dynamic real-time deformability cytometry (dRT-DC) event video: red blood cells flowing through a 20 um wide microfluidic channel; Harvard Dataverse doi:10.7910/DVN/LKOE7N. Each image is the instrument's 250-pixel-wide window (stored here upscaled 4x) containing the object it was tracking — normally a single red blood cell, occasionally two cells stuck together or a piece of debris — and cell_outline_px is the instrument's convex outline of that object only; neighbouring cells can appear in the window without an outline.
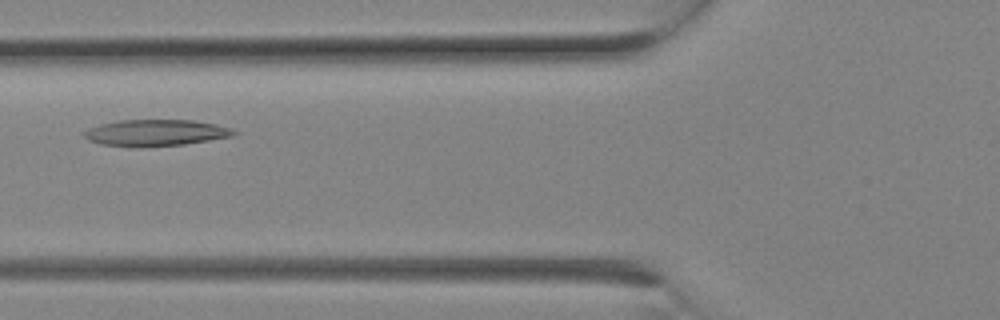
{"species": "Egyptian fruit bat (a non-hibernating species)", "species_latin": "Rousettus aegyptiacus", "temperature_condition": "room temperature", "stored_images_in_passage": 7, "camera_frame_rate_fps": 3000, "um_per_image_px": 0.085, "animal": {"sex": "female"}, "frame": {"image": 1, "passage_image": 3, "time_ms": 0.667, "image_size_px": [1000, 320], "cell_outline_px": [[240, 132], [232, 136], [184, 144], [100, 144], [88, 140], [84, 136], [84, 132], [88, 128], [100, 124], [120, 120], [192, 120], [216, 124]], "centroid_in_image_um": [13.27, 11.23], "position_along_channel_um": 112.5, "area_um2": 21.91}}
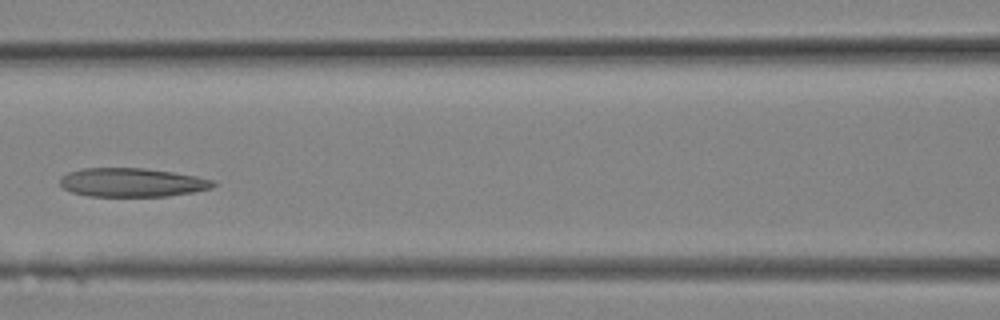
{"frame": {"image": 2, "passage_image": 5, "time_ms": 1.333, "image_size_px": [1000, 320], "cell_outline_px": [[216, 184], [212, 188], [192, 192], [168, 196], [88, 196], [72, 192], [64, 188], [60, 184], [60, 176], [68, 172], [80, 168], [144, 168], [172, 172], [196, 176], [216, 180]], "centroid_in_image_um": [11.22, 15.5], "position_along_channel_um": 155.4, "area_um2": 25.78}}